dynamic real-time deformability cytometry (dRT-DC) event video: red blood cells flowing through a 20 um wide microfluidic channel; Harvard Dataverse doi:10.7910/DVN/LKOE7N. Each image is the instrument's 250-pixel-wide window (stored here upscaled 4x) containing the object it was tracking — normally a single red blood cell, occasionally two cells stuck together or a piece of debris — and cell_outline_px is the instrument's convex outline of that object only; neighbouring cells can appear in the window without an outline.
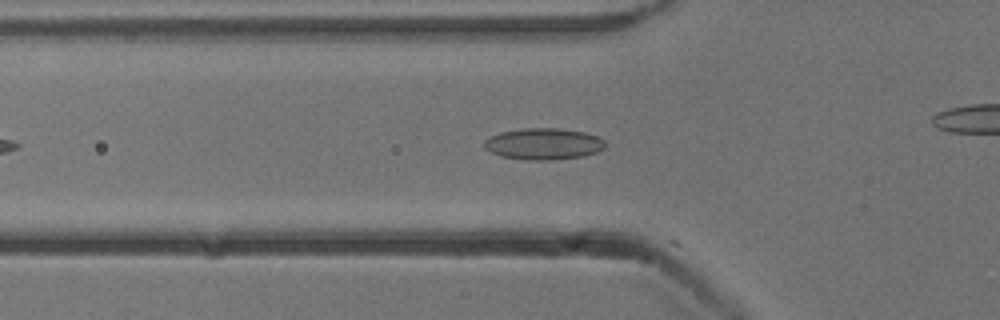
{"species": "common noctule bat (a hibernating species)", "species_latin": "Nyctalus noctula", "temperature_condition": "cold", "stored_images_in_passage": 32, "camera_frame_rate_fps": 3000, "um_per_image_px": 0.085, "animal": {"sex": "male", "body_mass_g": 13.3}, "frame": {"image": 1, "passage_image": 5, "time_ms": 1.333, "image_size_px": [1000, 320], "cell_outline_px": [[608, 144], [604, 148], [596, 152], [584, 156], [552, 160], [528, 160], [500, 156], [484, 148], [484, 140], [488, 136], [500, 132], [524, 128], [556, 128], [584, 132], [596, 136], [604, 140]], "centroid_in_image_um": [46.19, 12.23], "position_along_channel_um": 79.6, "area_um2": 22.31}}
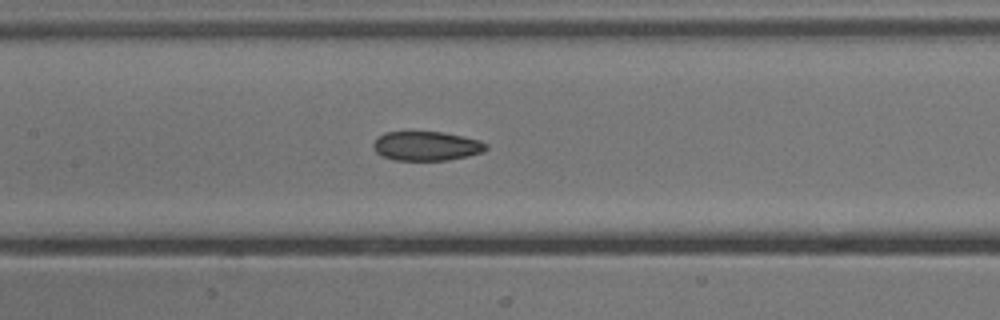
{"frame": {"image": 2, "passage_image": 12, "time_ms": 3.667, "image_size_px": [1000, 320], "cell_outline_px": [[488, 148], [484, 152], [448, 160], [396, 160], [380, 156], [372, 148], [372, 144], [384, 132], [444, 132], [480, 140], [488, 144]], "centroid_in_image_um": [36.25, 12.41], "position_along_channel_um": 171.1, "area_um2": 19.31}}
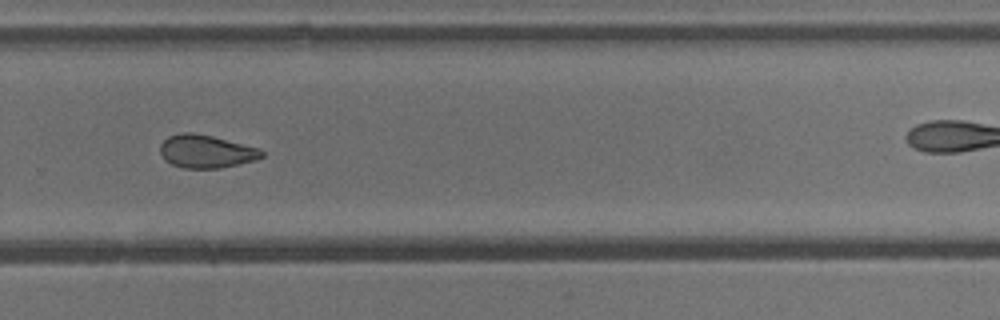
{"frame": {"image": 3, "passage_image": 23, "time_ms": 7.333, "image_size_px": [1000, 320], "cell_outline_px": [[264, 156], [256, 160], [220, 168], [184, 168], [172, 164], [164, 160], [160, 152], [160, 144], [168, 136], [180, 132], [192, 132], [212, 136], [260, 148], [264, 152]], "centroid_in_image_um": [17.52, 12.86], "position_along_channel_um": 312.3, "area_um2": 19.65}, "authors_computed_cell_mechanics": {"area_um2": 19.7387, "velocity_mm_per_s": 3.8672, "shape_relaxation_time_tau1_ms": null, "shape_relaxation_time_tau2_ms": 2.9475, "deformation_change_tau1": null, "deformation_change_tau2": 0.0898}}